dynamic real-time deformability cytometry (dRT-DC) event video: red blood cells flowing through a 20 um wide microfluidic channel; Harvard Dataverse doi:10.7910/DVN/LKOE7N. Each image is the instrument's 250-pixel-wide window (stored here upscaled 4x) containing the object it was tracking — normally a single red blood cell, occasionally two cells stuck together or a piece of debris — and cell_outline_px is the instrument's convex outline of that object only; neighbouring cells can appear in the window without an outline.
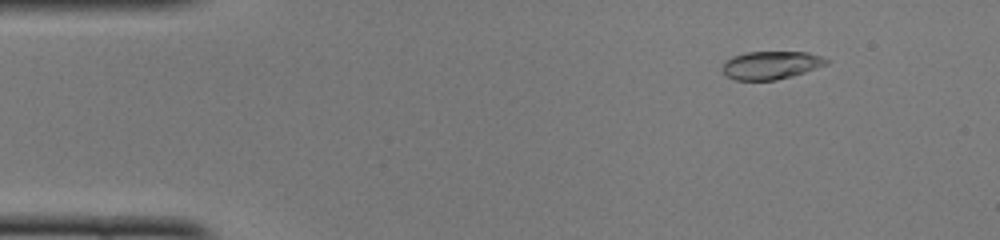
{"species": "common noctule bat (a hibernating species)", "species_latin": "Nyctalus noctula", "temperature_condition": "cold", "stored_images_in_passage": 48, "camera_frame_rate_fps": 3000, "um_per_image_px": 0.085, "animal": {"sex": "female", "body_mass_g": 22.0, "forearm_length_mm": 56.7}, "frame": {"image": 1, "passage_image": 4, "time_ms": 1.0, "image_size_px": [1000, 240], "cell_outline_px": [[828, 64], [792, 76], [776, 80], [736, 80], [728, 76], [724, 72], [724, 60], [732, 56], [744, 52], [808, 52], [820, 56], [828, 60]], "centroid_in_image_um": [65.53, 5.53], "position_along_channel_um": 19.5, "area_um2": 16.88}}
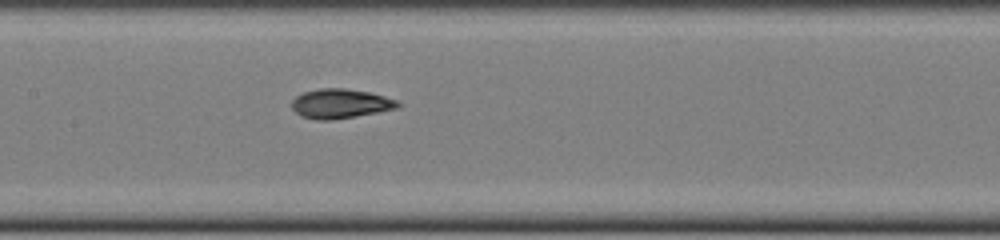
{"frame": {"image": 2, "passage_image": 22, "time_ms": 7.0, "image_size_px": [1000, 240], "cell_outline_px": [[400, 104], [396, 108], [356, 116], [332, 120], [316, 120], [300, 116], [292, 108], [292, 100], [296, 96], [304, 92], [320, 88], [344, 88], [368, 92], [400, 100]], "centroid_in_image_um": [28.91, 8.81], "position_along_channel_um": 178.5, "area_um2": 18.15}}
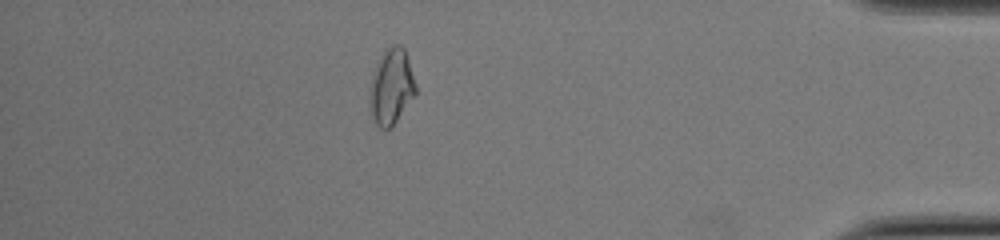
{"frame": {"image": 3, "passage_image": 42, "time_ms": 13.667, "image_size_px": [1000, 240], "cell_outline_px": [[416, 96], [396, 120], [388, 128], [380, 128], [376, 124], [372, 116], [368, 100], [372, 76], [376, 64], [384, 48], [392, 44], [400, 44], [404, 48], [416, 84]], "centroid_in_image_um": [33.26, 7.33], "position_along_channel_um": 401.9, "area_um2": 20.35}, "authors_computed_cell_mechanics": {"area_um2": 17.8313, "velocity_mm_per_s": 4.0012, "shape_relaxation_time_tau1_ms": 4.1216, "shape_relaxation_time_tau2_ms": 2.6264, "deformation_change_tau1": 0.1843, "deformation_change_tau2": 0.0516}}